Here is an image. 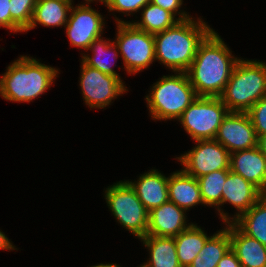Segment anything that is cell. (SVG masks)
<instances>
[{
  "mask_svg": "<svg viewBox=\"0 0 266 267\" xmlns=\"http://www.w3.org/2000/svg\"><path fill=\"white\" fill-rule=\"evenodd\" d=\"M264 193L250 181L245 180L231 170L227 174L222 192V205L226 202L232 204L238 211L232 217V222L247 212Z\"/></svg>",
  "mask_w": 266,
  "mask_h": 267,
  "instance_id": "obj_14",
  "label": "cell"
},
{
  "mask_svg": "<svg viewBox=\"0 0 266 267\" xmlns=\"http://www.w3.org/2000/svg\"><path fill=\"white\" fill-rule=\"evenodd\" d=\"M189 18L154 34L155 58L173 72H187L197 48L213 30L207 23Z\"/></svg>",
  "mask_w": 266,
  "mask_h": 267,
  "instance_id": "obj_2",
  "label": "cell"
},
{
  "mask_svg": "<svg viewBox=\"0 0 266 267\" xmlns=\"http://www.w3.org/2000/svg\"><path fill=\"white\" fill-rule=\"evenodd\" d=\"M231 249L241 267H266V246L246 235L234 222L229 223Z\"/></svg>",
  "mask_w": 266,
  "mask_h": 267,
  "instance_id": "obj_17",
  "label": "cell"
},
{
  "mask_svg": "<svg viewBox=\"0 0 266 267\" xmlns=\"http://www.w3.org/2000/svg\"><path fill=\"white\" fill-rule=\"evenodd\" d=\"M140 22L132 23L136 28L146 31L150 34H156L165 31L167 28L174 26L178 21L191 18L187 12L179 11V18L163 8L149 2L143 7Z\"/></svg>",
  "mask_w": 266,
  "mask_h": 267,
  "instance_id": "obj_21",
  "label": "cell"
},
{
  "mask_svg": "<svg viewBox=\"0 0 266 267\" xmlns=\"http://www.w3.org/2000/svg\"><path fill=\"white\" fill-rule=\"evenodd\" d=\"M80 87L85 104L90 108H104L127 90L124 82L116 76L102 73L81 62Z\"/></svg>",
  "mask_w": 266,
  "mask_h": 267,
  "instance_id": "obj_10",
  "label": "cell"
},
{
  "mask_svg": "<svg viewBox=\"0 0 266 267\" xmlns=\"http://www.w3.org/2000/svg\"><path fill=\"white\" fill-rule=\"evenodd\" d=\"M85 3L75 7L72 5L64 27H66V34L72 46L88 50L90 44L103 34L105 23L103 15L89 6L91 1Z\"/></svg>",
  "mask_w": 266,
  "mask_h": 267,
  "instance_id": "obj_11",
  "label": "cell"
},
{
  "mask_svg": "<svg viewBox=\"0 0 266 267\" xmlns=\"http://www.w3.org/2000/svg\"><path fill=\"white\" fill-rule=\"evenodd\" d=\"M168 180L169 177L156 169H151L139 176L137 181L127 182L134 189L146 210L150 212L169 201Z\"/></svg>",
  "mask_w": 266,
  "mask_h": 267,
  "instance_id": "obj_16",
  "label": "cell"
},
{
  "mask_svg": "<svg viewBox=\"0 0 266 267\" xmlns=\"http://www.w3.org/2000/svg\"><path fill=\"white\" fill-rule=\"evenodd\" d=\"M88 50H91L93 55L91 57L88 54L82 56V61L86 65L98 69L102 73L121 79L119 74L113 70L112 64H109L107 59H105L107 56H112L111 59H113V61L117 59L119 50L114 41L104 40L102 37H99L90 44Z\"/></svg>",
  "mask_w": 266,
  "mask_h": 267,
  "instance_id": "obj_26",
  "label": "cell"
},
{
  "mask_svg": "<svg viewBox=\"0 0 266 267\" xmlns=\"http://www.w3.org/2000/svg\"><path fill=\"white\" fill-rule=\"evenodd\" d=\"M149 2L150 0H104L102 3L108 7L109 12L118 11L129 16L140 11Z\"/></svg>",
  "mask_w": 266,
  "mask_h": 267,
  "instance_id": "obj_29",
  "label": "cell"
},
{
  "mask_svg": "<svg viewBox=\"0 0 266 267\" xmlns=\"http://www.w3.org/2000/svg\"><path fill=\"white\" fill-rule=\"evenodd\" d=\"M215 140L233 153L256 147L258 137L247 112H229L219 126Z\"/></svg>",
  "mask_w": 266,
  "mask_h": 267,
  "instance_id": "obj_12",
  "label": "cell"
},
{
  "mask_svg": "<svg viewBox=\"0 0 266 267\" xmlns=\"http://www.w3.org/2000/svg\"><path fill=\"white\" fill-rule=\"evenodd\" d=\"M209 238L207 233L196 224H192L188 229L174 237L181 267H189L191 265Z\"/></svg>",
  "mask_w": 266,
  "mask_h": 267,
  "instance_id": "obj_23",
  "label": "cell"
},
{
  "mask_svg": "<svg viewBox=\"0 0 266 267\" xmlns=\"http://www.w3.org/2000/svg\"><path fill=\"white\" fill-rule=\"evenodd\" d=\"M229 171L218 170L197 178L203 204L217 207L220 218L225 224L231 223L232 218L227 213H224L223 209L221 210L219 206H222L223 186Z\"/></svg>",
  "mask_w": 266,
  "mask_h": 267,
  "instance_id": "obj_22",
  "label": "cell"
},
{
  "mask_svg": "<svg viewBox=\"0 0 266 267\" xmlns=\"http://www.w3.org/2000/svg\"><path fill=\"white\" fill-rule=\"evenodd\" d=\"M150 2L171 12L174 16L177 15L178 9H180L183 4V0H150Z\"/></svg>",
  "mask_w": 266,
  "mask_h": 267,
  "instance_id": "obj_31",
  "label": "cell"
},
{
  "mask_svg": "<svg viewBox=\"0 0 266 267\" xmlns=\"http://www.w3.org/2000/svg\"><path fill=\"white\" fill-rule=\"evenodd\" d=\"M264 96L266 63L239 58L219 98L230 112H247Z\"/></svg>",
  "mask_w": 266,
  "mask_h": 267,
  "instance_id": "obj_4",
  "label": "cell"
},
{
  "mask_svg": "<svg viewBox=\"0 0 266 267\" xmlns=\"http://www.w3.org/2000/svg\"><path fill=\"white\" fill-rule=\"evenodd\" d=\"M37 0H10L11 32H25L29 27Z\"/></svg>",
  "mask_w": 266,
  "mask_h": 267,
  "instance_id": "obj_27",
  "label": "cell"
},
{
  "mask_svg": "<svg viewBox=\"0 0 266 267\" xmlns=\"http://www.w3.org/2000/svg\"><path fill=\"white\" fill-rule=\"evenodd\" d=\"M115 21L117 22L115 44L127 73L135 74L149 68L156 60L154 34L136 28L132 22L118 18H115Z\"/></svg>",
  "mask_w": 266,
  "mask_h": 267,
  "instance_id": "obj_7",
  "label": "cell"
},
{
  "mask_svg": "<svg viewBox=\"0 0 266 267\" xmlns=\"http://www.w3.org/2000/svg\"><path fill=\"white\" fill-rule=\"evenodd\" d=\"M104 196L113 216L123 228L139 239L146 236L149 212L127 181L109 186Z\"/></svg>",
  "mask_w": 266,
  "mask_h": 267,
  "instance_id": "obj_6",
  "label": "cell"
},
{
  "mask_svg": "<svg viewBox=\"0 0 266 267\" xmlns=\"http://www.w3.org/2000/svg\"><path fill=\"white\" fill-rule=\"evenodd\" d=\"M238 60L218 33L212 30L199 44L186 72L197 96L219 97Z\"/></svg>",
  "mask_w": 266,
  "mask_h": 267,
  "instance_id": "obj_1",
  "label": "cell"
},
{
  "mask_svg": "<svg viewBox=\"0 0 266 267\" xmlns=\"http://www.w3.org/2000/svg\"><path fill=\"white\" fill-rule=\"evenodd\" d=\"M91 267H120L119 265H116V264H99V265H93V266H91Z\"/></svg>",
  "mask_w": 266,
  "mask_h": 267,
  "instance_id": "obj_34",
  "label": "cell"
},
{
  "mask_svg": "<svg viewBox=\"0 0 266 267\" xmlns=\"http://www.w3.org/2000/svg\"><path fill=\"white\" fill-rule=\"evenodd\" d=\"M234 223L248 236L266 246V194Z\"/></svg>",
  "mask_w": 266,
  "mask_h": 267,
  "instance_id": "obj_25",
  "label": "cell"
},
{
  "mask_svg": "<svg viewBox=\"0 0 266 267\" xmlns=\"http://www.w3.org/2000/svg\"><path fill=\"white\" fill-rule=\"evenodd\" d=\"M59 70L35 58L21 56L0 78V95L7 101L30 102L46 92Z\"/></svg>",
  "mask_w": 266,
  "mask_h": 267,
  "instance_id": "obj_3",
  "label": "cell"
},
{
  "mask_svg": "<svg viewBox=\"0 0 266 267\" xmlns=\"http://www.w3.org/2000/svg\"><path fill=\"white\" fill-rule=\"evenodd\" d=\"M217 267H241L235 252L230 248L218 262Z\"/></svg>",
  "mask_w": 266,
  "mask_h": 267,
  "instance_id": "obj_32",
  "label": "cell"
},
{
  "mask_svg": "<svg viewBox=\"0 0 266 267\" xmlns=\"http://www.w3.org/2000/svg\"><path fill=\"white\" fill-rule=\"evenodd\" d=\"M229 112L219 97L198 96L178 120L193 140H214Z\"/></svg>",
  "mask_w": 266,
  "mask_h": 267,
  "instance_id": "obj_8",
  "label": "cell"
},
{
  "mask_svg": "<svg viewBox=\"0 0 266 267\" xmlns=\"http://www.w3.org/2000/svg\"><path fill=\"white\" fill-rule=\"evenodd\" d=\"M257 146L266 156V134L258 137Z\"/></svg>",
  "mask_w": 266,
  "mask_h": 267,
  "instance_id": "obj_33",
  "label": "cell"
},
{
  "mask_svg": "<svg viewBox=\"0 0 266 267\" xmlns=\"http://www.w3.org/2000/svg\"><path fill=\"white\" fill-rule=\"evenodd\" d=\"M257 137L266 134V96L261 98L247 111Z\"/></svg>",
  "mask_w": 266,
  "mask_h": 267,
  "instance_id": "obj_28",
  "label": "cell"
},
{
  "mask_svg": "<svg viewBox=\"0 0 266 267\" xmlns=\"http://www.w3.org/2000/svg\"><path fill=\"white\" fill-rule=\"evenodd\" d=\"M85 1H92V2H93V1H95V0H85ZM99 1H100V2H103L104 0H99Z\"/></svg>",
  "mask_w": 266,
  "mask_h": 267,
  "instance_id": "obj_35",
  "label": "cell"
},
{
  "mask_svg": "<svg viewBox=\"0 0 266 267\" xmlns=\"http://www.w3.org/2000/svg\"><path fill=\"white\" fill-rule=\"evenodd\" d=\"M10 0H0V27L11 31Z\"/></svg>",
  "mask_w": 266,
  "mask_h": 267,
  "instance_id": "obj_30",
  "label": "cell"
},
{
  "mask_svg": "<svg viewBox=\"0 0 266 267\" xmlns=\"http://www.w3.org/2000/svg\"><path fill=\"white\" fill-rule=\"evenodd\" d=\"M145 97L153 120L178 119L198 97L186 72L163 76Z\"/></svg>",
  "mask_w": 266,
  "mask_h": 267,
  "instance_id": "obj_5",
  "label": "cell"
},
{
  "mask_svg": "<svg viewBox=\"0 0 266 267\" xmlns=\"http://www.w3.org/2000/svg\"><path fill=\"white\" fill-rule=\"evenodd\" d=\"M149 250V261L142 267H181L176 252L174 237L146 235L140 238Z\"/></svg>",
  "mask_w": 266,
  "mask_h": 267,
  "instance_id": "obj_20",
  "label": "cell"
},
{
  "mask_svg": "<svg viewBox=\"0 0 266 267\" xmlns=\"http://www.w3.org/2000/svg\"><path fill=\"white\" fill-rule=\"evenodd\" d=\"M230 170L266 194V156L258 146L230 153Z\"/></svg>",
  "mask_w": 266,
  "mask_h": 267,
  "instance_id": "obj_15",
  "label": "cell"
},
{
  "mask_svg": "<svg viewBox=\"0 0 266 267\" xmlns=\"http://www.w3.org/2000/svg\"><path fill=\"white\" fill-rule=\"evenodd\" d=\"M197 146L177 157L186 174L196 179L218 170H230V152L214 140H197Z\"/></svg>",
  "mask_w": 266,
  "mask_h": 267,
  "instance_id": "obj_9",
  "label": "cell"
},
{
  "mask_svg": "<svg viewBox=\"0 0 266 267\" xmlns=\"http://www.w3.org/2000/svg\"><path fill=\"white\" fill-rule=\"evenodd\" d=\"M168 192L169 201L185 211L197 204H203L197 179L182 169L169 176Z\"/></svg>",
  "mask_w": 266,
  "mask_h": 267,
  "instance_id": "obj_18",
  "label": "cell"
},
{
  "mask_svg": "<svg viewBox=\"0 0 266 267\" xmlns=\"http://www.w3.org/2000/svg\"><path fill=\"white\" fill-rule=\"evenodd\" d=\"M185 212L170 201L152 209L148 214L146 235L176 237L193 224H187Z\"/></svg>",
  "mask_w": 266,
  "mask_h": 267,
  "instance_id": "obj_13",
  "label": "cell"
},
{
  "mask_svg": "<svg viewBox=\"0 0 266 267\" xmlns=\"http://www.w3.org/2000/svg\"><path fill=\"white\" fill-rule=\"evenodd\" d=\"M230 248L229 223H226L224 229L210 236L189 267H217Z\"/></svg>",
  "mask_w": 266,
  "mask_h": 267,
  "instance_id": "obj_24",
  "label": "cell"
},
{
  "mask_svg": "<svg viewBox=\"0 0 266 267\" xmlns=\"http://www.w3.org/2000/svg\"><path fill=\"white\" fill-rule=\"evenodd\" d=\"M72 0H37L29 27L31 30L38 24L46 27L65 26L72 7Z\"/></svg>",
  "mask_w": 266,
  "mask_h": 267,
  "instance_id": "obj_19",
  "label": "cell"
}]
</instances>
